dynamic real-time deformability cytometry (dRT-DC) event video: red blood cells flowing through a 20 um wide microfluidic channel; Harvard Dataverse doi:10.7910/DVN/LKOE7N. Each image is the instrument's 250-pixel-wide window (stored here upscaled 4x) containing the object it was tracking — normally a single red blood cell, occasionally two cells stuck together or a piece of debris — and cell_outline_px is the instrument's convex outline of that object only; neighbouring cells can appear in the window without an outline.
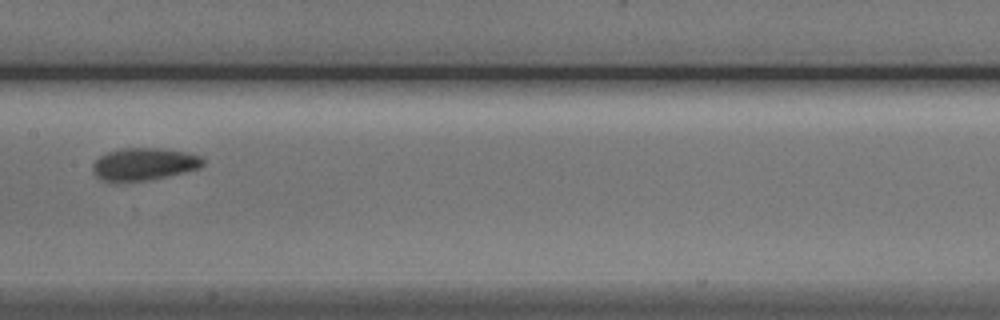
{"species": "Egyptian fruit bat (a non-hibernating species)", "species_latin": "Rousettus aegyptiacus", "temperature_condition": "cold", "stored_images_in_passage": 11, "camera_frame_rate_fps": 3000, "um_per_image_px": 0.085, "animal": {"sex": "male"}, "frame": {"image": 1, "passage_image": 10, "time_ms": 11.667, "image_size_px": [1000, 320], "cell_outline_px": [[204, 164], [200, 168], [184, 172], [148, 180], [104, 180], [96, 176], [92, 168], [92, 164], [100, 156], [108, 152], [124, 148], [160, 148], [184, 152], [200, 156], [204, 160]], "centroid_in_image_um": [12.26, 13.93], "position_along_channel_um": 195.1, "area_um2": 20.35}}
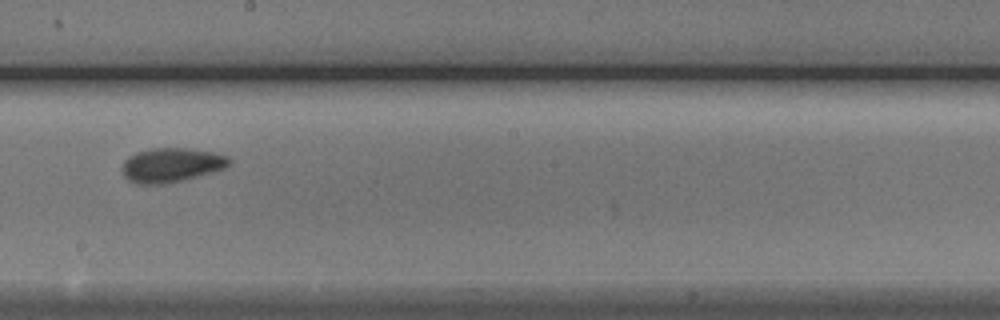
{"frame": {"image": 2, "passage_image": 11, "time_ms": 12.667, "image_size_px": [1000, 320], "cell_outline_px": [[232, 164], [224, 168], [212, 172], [164, 184], [136, 184], [128, 180], [124, 176], [120, 168], [124, 160], [128, 156], [136, 152], [152, 148], [188, 148], [216, 152], [228, 156], [232, 160]], "centroid_in_image_um": [14.55, 14.01], "position_along_channel_um": 233.6, "area_um2": 21.62}}